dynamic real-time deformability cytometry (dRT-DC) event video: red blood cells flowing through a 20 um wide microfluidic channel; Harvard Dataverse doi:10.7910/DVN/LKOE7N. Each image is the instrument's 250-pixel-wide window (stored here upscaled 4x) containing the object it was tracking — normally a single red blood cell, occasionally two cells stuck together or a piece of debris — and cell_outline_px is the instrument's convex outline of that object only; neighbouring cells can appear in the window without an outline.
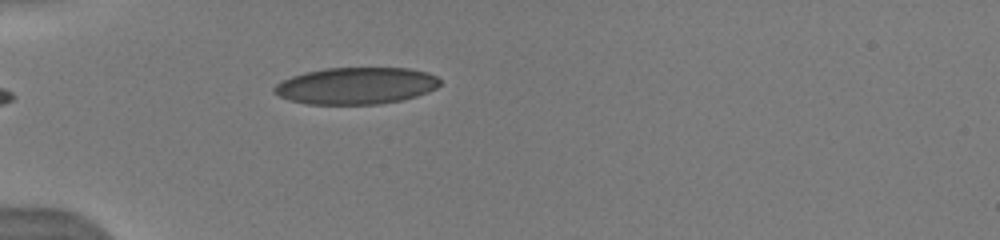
{"species": "human", "species_latin": "Homo sapiens", "temperature_condition": "warm", "stored_images_in_passage": 14, "camera_frame_rate_fps": 3000, "um_per_image_px": 0.085, "donor": {"sex": "male"}, "frame": {"image": 1, "passage_image": 1, "time_ms": 0.0, "image_size_px": [1000, 240], "cell_outline_px": [[440, 84], [436, 88], [428, 92], [416, 96], [400, 100], [380, 104], [308, 104], [288, 100], [272, 92], [272, 88], [280, 80], [304, 72], [324, 68], [408, 68], [428, 72], [436, 76], [440, 80]], "centroid_in_image_um": [30.24, 7.28], "position_along_channel_um": 54.8, "area_um2": 35.78}}